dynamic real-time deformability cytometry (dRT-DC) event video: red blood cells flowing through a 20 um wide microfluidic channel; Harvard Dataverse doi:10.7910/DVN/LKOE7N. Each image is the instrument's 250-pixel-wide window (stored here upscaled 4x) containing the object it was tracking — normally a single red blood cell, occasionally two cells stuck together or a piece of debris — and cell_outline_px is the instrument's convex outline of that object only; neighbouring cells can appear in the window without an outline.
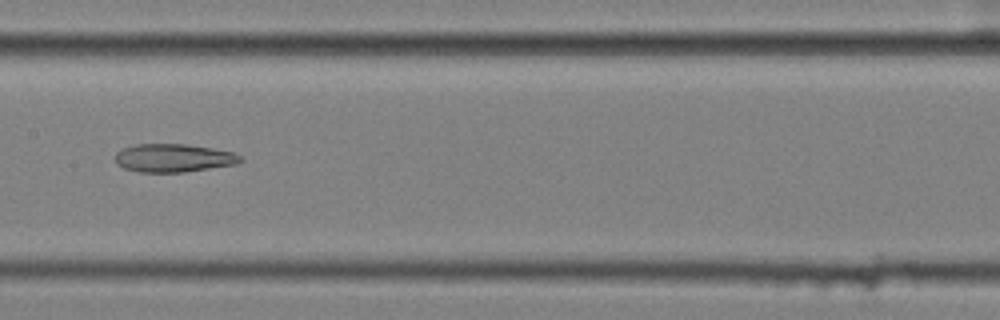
{"species": "common noctule bat (a hibernating species)", "species_latin": "Nyctalus noctula", "temperature_condition": "cold", "stored_images_in_passage": 8, "camera_frame_rate_fps": 3000, "um_per_image_px": 0.085, "animal": {"sex": "female", "body_mass_g": 25.1}, "frame": {"image": 1, "passage_image": 6, "time_ms": 1.667, "image_size_px": [1000, 320], "cell_outline_px": [[244, 160], [236, 164], [184, 172], [140, 172], [124, 168], [116, 164], [116, 152], [124, 148], [136, 144], [184, 144], [212, 148], [236, 152]], "centroid_in_image_um": [14.77, 13.43], "position_along_channel_um": 192.6, "area_um2": 20.58}}
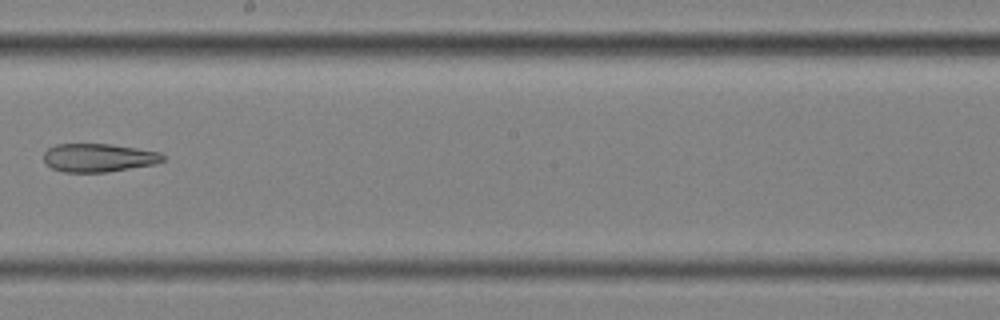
{"frame": {"image": 2, "passage_image": 7, "time_ms": 2.0, "image_size_px": [1000, 320], "cell_outline_px": [[164, 160], [152, 164], [108, 172], [64, 172], [52, 168], [44, 164], [44, 152], [48, 148], [56, 144], [112, 144], [160, 152], [164, 156]], "centroid_in_image_um": [8.33, 13.4], "position_along_channel_um": 239.9, "area_um2": 19.65}}
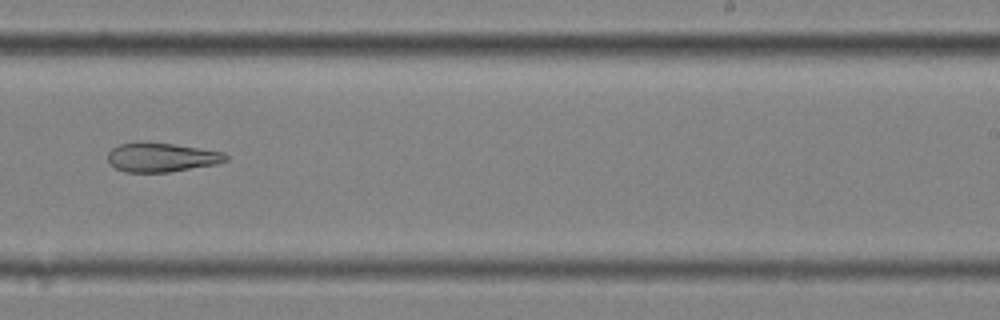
{"frame": {"image": 3, "passage_image": 8, "time_ms": 2.333, "image_size_px": [1000, 320], "cell_outline_px": [[228, 160], [216, 164], [168, 172], [124, 172], [116, 168], [108, 160], [108, 152], [112, 148], [120, 144], [136, 140], [140, 140], [172, 144], [224, 152], [228, 156]], "centroid_in_image_um": [13.7, 13.35], "position_along_channel_um": 275.3, "area_um2": 20.17}}